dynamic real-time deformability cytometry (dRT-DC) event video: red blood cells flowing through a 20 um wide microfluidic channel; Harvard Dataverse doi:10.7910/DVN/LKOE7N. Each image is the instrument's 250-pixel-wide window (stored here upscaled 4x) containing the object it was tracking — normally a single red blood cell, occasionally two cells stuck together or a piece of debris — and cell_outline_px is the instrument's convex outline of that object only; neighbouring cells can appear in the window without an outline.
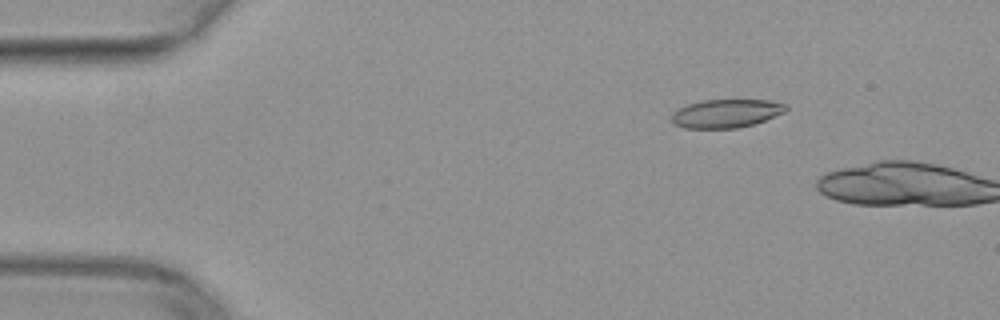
{"species": "common noctule bat (a hibernating species)", "species_latin": "Nyctalus noctula", "temperature_condition": "warm", "stored_images_in_passage": 3, "camera_frame_rate_fps": 3000, "um_per_image_px": 0.085, "animal": {"sex": "female", "body_mass_g": 29.2, "forearm_length_mm": 56.3}, "frame": {"image": 1, "passage_image": 1, "time_ms": 0.0, "image_size_px": [1000, 320], "cell_outline_px": [[788, 108], [784, 112], [756, 124], [736, 128], [684, 128], [672, 124], [672, 112], [676, 108], [688, 104], [704, 100], [768, 100], [788, 104]], "centroid_in_image_um": [61.71, 9.64], "position_along_channel_um": 23.3, "area_um2": 19.13}}